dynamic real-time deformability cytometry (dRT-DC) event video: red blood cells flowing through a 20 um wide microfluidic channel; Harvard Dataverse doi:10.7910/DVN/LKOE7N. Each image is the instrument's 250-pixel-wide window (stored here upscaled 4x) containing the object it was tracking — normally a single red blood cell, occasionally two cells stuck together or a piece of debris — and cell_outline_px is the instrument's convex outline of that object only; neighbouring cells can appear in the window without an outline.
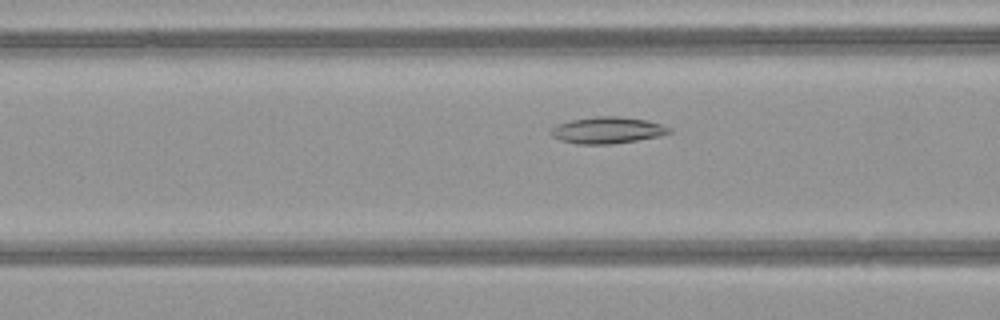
{"species": "common noctule bat (a hibernating species)", "species_latin": "Nyctalus noctula", "temperature_condition": "warm", "stored_images_in_passage": 36, "camera_frame_rate_fps": 3000, "um_per_image_px": 0.085, "animal": {"sex": "female", "body_mass_g": 21.9}, "frame": {"image": 1, "passage_image": 6, "time_ms": 1.667, "image_size_px": [1000, 320], "cell_outline_px": [[672, 132], [660, 136], [612, 144], [576, 144], [560, 140], [552, 136], [552, 128], [556, 124], [572, 120], [596, 116], [616, 116], [644, 120], [660, 124], [672, 128]], "centroid_in_image_um": [51.63, 11.07], "position_along_channel_um": 115.0, "area_um2": 18.15}}
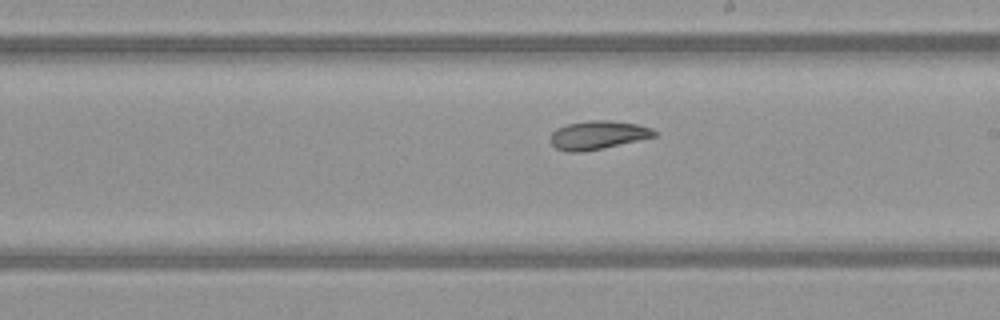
{"frame": {"image": 2, "passage_image": 15, "time_ms": 4.667, "image_size_px": [1000, 320], "cell_outline_px": [[656, 136], [604, 148], [584, 152], [568, 152], [556, 148], [548, 140], [552, 132], [556, 128], [568, 124], [588, 120], [608, 120], [636, 124], [652, 128], [656, 132]], "centroid_in_image_um": [50.78, 11.48], "position_along_channel_um": 238.2, "area_um2": 17.34}}
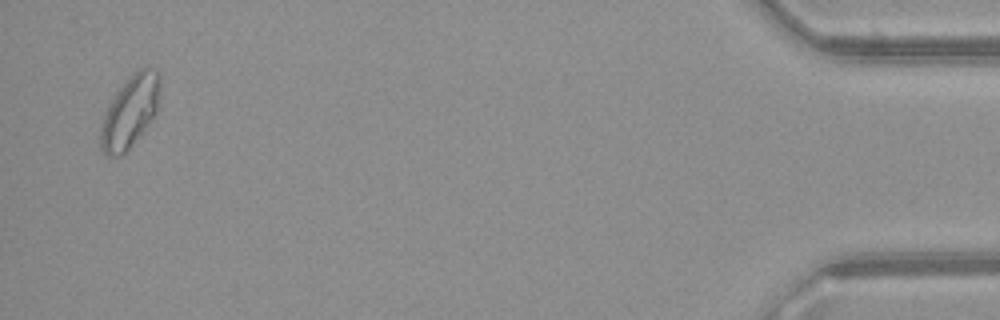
{"frame": {"image": 3, "passage_image": 35, "time_ms": 11.333, "image_size_px": [1000, 320], "cell_outline_px": [[160, 96], [156, 112], [144, 128], [128, 148], [120, 156], [104, 156], [100, 148], [100, 128], [104, 116], [112, 96], [124, 80], [132, 72], [148, 64], [156, 68], [160, 72]], "centroid_in_image_um": [11.05, 9.39], "position_along_channel_um": 424.1, "area_um2": 25.2}, "authors_computed_cell_mechanics": {"area_um2": 18.2648, "velocity_mm_per_s": 4.0993, "shape_relaxation_time_tau1_ms": null, "shape_relaxation_time_tau2_ms": 5.2319, "deformation_change_tau1": null, "deformation_change_tau2": 0.1169}}